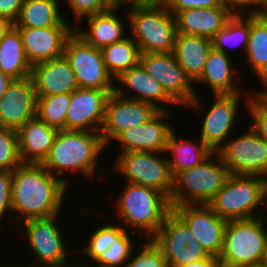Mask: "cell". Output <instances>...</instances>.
Listing matches in <instances>:
<instances>
[{"instance_id": "4316f807", "label": "cell", "mask_w": 267, "mask_h": 267, "mask_svg": "<svg viewBox=\"0 0 267 267\" xmlns=\"http://www.w3.org/2000/svg\"><path fill=\"white\" fill-rule=\"evenodd\" d=\"M212 48V39L176 33L172 53L186 75L195 83L202 75L207 56Z\"/></svg>"}, {"instance_id": "83f0119b", "label": "cell", "mask_w": 267, "mask_h": 267, "mask_svg": "<svg viewBox=\"0 0 267 267\" xmlns=\"http://www.w3.org/2000/svg\"><path fill=\"white\" fill-rule=\"evenodd\" d=\"M165 153L172 155L167 160L174 178L181 171L200 165L214 152L199 138L197 141L179 138L174 129L168 137Z\"/></svg>"}, {"instance_id": "e0dca14e", "label": "cell", "mask_w": 267, "mask_h": 267, "mask_svg": "<svg viewBox=\"0 0 267 267\" xmlns=\"http://www.w3.org/2000/svg\"><path fill=\"white\" fill-rule=\"evenodd\" d=\"M110 93L106 90L77 88L71 93L66 130L100 132Z\"/></svg>"}, {"instance_id": "ee69618b", "label": "cell", "mask_w": 267, "mask_h": 267, "mask_svg": "<svg viewBox=\"0 0 267 267\" xmlns=\"http://www.w3.org/2000/svg\"><path fill=\"white\" fill-rule=\"evenodd\" d=\"M23 2L24 0H0V16L14 23L21 13Z\"/></svg>"}, {"instance_id": "484cf974", "label": "cell", "mask_w": 267, "mask_h": 267, "mask_svg": "<svg viewBox=\"0 0 267 267\" xmlns=\"http://www.w3.org/2000/svg\"><path fill=\"white\" fill-rule=\"evenodd\" d=\"M228 54L212 48L207 56L202 75L194 84H204L210 88L211 94L243 93L235 83L237 77L231 58ZM235 74V75H234ZM242 91V92H241Z\"/></svg>"}, {"instance_id": "c3c4849f", "label": "cell", "mask_w": 267, "mask_h": 267, "mask_svg": "<svg viewBox=\"0 0 267 267\" xmlns=\"http://www.w3.org/2000/svg\"><path fill=\"white\" fill-rule=\"evenodd\" d=\"M12 81H13V79L11 77H9L8 75L4 74L0 70V98L5 93V91L7 90L8 86L10 85V83Z\"/></svg>"}, {"instance_id": "44dd1931", "label": "cell", "mask_w": 267, "mask_h": 267, "mask_svg": "<svg viewBox=\"0 0 267 267\" xmlns=\"http://www.w3.org/2000/svg\"><path fill=\"white\" fill-rule=\"evenodd\" d=\"M115 80L121 84L115 85L114 92L121 97L149 103L159 111H168L167 105L179 106L140 63L122 72ZM128 92L132 93L127 94Z\"/></svg>"}, {"instance_id": "f1b7e54d", "label": "cell", "mask_w": 267, "mask_h": 267, "mask_svg": "<svg viewBox=\"0 0 267 267\" xmlns=\"http://www.w3.org/2000/svg\"><path fill=\"white\" fill-rule=\"evenodd\" d=\"M59 0H24L15 27L71 26L62 15Z\"/></svg>"}, {"instance_id": "e575fe53", "label": "cell", "mask_w": 267, "mask_h": 267, "mask_svg": "<svg viewBox=\"0 0 267 267\" xmlns=\"http://www.w3.org/2000/svg\"><path fill=\"white\" fill-rule=\"evenodd\" d=\"M131 233V234H130ZM133 233L124 229L110 244L109 249L104 251L101 256L93 263L99 267H125L127 261L131 258L132 253L136 250V243L132 241ZM135 246V247H134Z\"/></svg>"}, {"instance_id": "60d3db41", "label": "cell", "mask_w": 267, "mask_h": 267, "mask_svg": "<svg viewBox=\"0 0 267 267\" xmlns=\"http://www.w3.org/2000/svg\"><path fill=\"white\" fill-rule=\"evenodd\" d=\"M12 172L0 171V220L5 219L12 211L11 207ZM3 217V218H2Z\"/></svg>"}, {"instance_id": "4dcf8cb0", "label": "cell", "mask_w": 267, "mask_h": 267, "mask_svg": "<svg viewBox=\"0 0 267 267\" xmlns=\"http://www.w3.org/2000/svg\"><path fill=\"white\" fill-rule=\"evenodd\" d=\"M251 71L258 81L267 82V15L250 14V34L245 52Z\"/></svg>"}, {"instance_id": "3957f363", "label": "cell", "mask_w": 267, "mask_h": 267, "mask_svg": "<svg viewBox=\"0 0 267 267\" xmlns=\"http://www.w3.org/2000/svg\"><path fill=\"white\" fill-rule=\"evenodd\" d=\"M124 185L121 195L114 201L119 223L134 228L132 232L140 234L141 238L152 239L172 211L169 199L150 187L130 182Z\"/></svg>"}, {"instance_id": "d6986e66", "label": "cell", "mask_w": 267, "mask_h": 267, "mask_svg": "<svg viewBox=\"0 0 267 267\" xmlns=\"http://www.w3.org/2000/svg\"><path fill=\"white\" fill-rule=\"evenodd\" d=\"M36 107L32 77L13 79L0 98V126L18 130L36 116Z\"/></svg>"}, {"instance_id": "d6a6232c", "label": "cell", "mask_w": 267, "mask_h": 267, "mask_svg": "<svg viewBox=\"0 0 267 267\" xmlns=\"http://www.w3.org/2000/svg\"><path fill=\"white\" fill-rule=\"evenodd\" d=\"M250 34V14H233L225 27L220 29L212 38L214 49L228 54L229 48L241 47L245 54Z\"/></svg>"}, {"instance_id": "9f6ffc18", "label": "cell", "mask_w": 267, "mask_h": 267, "mask_svg": "<svg viewBox=\"0 0 267 267\" xmlns=\"http://www.w3.org/2000/svg\"><path fill=\"white\" fill-rule=\"evenodd\" d=\"M116 4H120L123 0H113Z\"/></svg>"}, {"instance_id": "ffe728a7", "label": "cell", "mask_w": 267, "mask_h": 267, "mask_svg": "<svg viewBox=\"0 0 267 267\" xmlns=\"http://www.w3.org/2000/svg\"><path fill=\"white\" fill-rule=\"evenodd\" d=\"M22 37L25 56L31 66L64 56L68 37L74 26H52L47 28L16 27Z\"/></svg>"}, {"instance_id": "d590c367", "label": "cell", "mask_w": 267, "mask_h": 267, "mask_svg": "<svg viewBox=\"0 0 267 267\" xmlns=\"http://www.w3.org/2000/svg\"><path fill=\"white\" fill-rule=\"evenodd\" d=\"M114 224L103 223L102 226L94 229L91 234L87 246H84V254L90 260L95 262L101 254L109 249L114 239L124 230L127 229L125 226Z\"/></svg>"}, {"instance_id": "52a82bcc", "label": "cell", "mask_w": 267, "mask_h": 267, "mask_svg": "<svg viewBox=\"0 0 267 267\" xmlns=\"http://www.w3.org/2000/svg\"><path fill=\"white\" fill-rule=\"evenodd\" d=\"M264 182L260 176L231 174L208 206L227 221L259 217Z\"/></svg>"}, {"instance_id": "ac0fdd59", "label": "cell", "mask_w": 267, "mask_h": 267, "mask_svg": "<svg viewBox=\"0 0 267 267\" xmlns=\"http://www.w3.org/2000/svg\"><path fill=\"white\" fill-rule=\"evenodd\" d=\"M172 113L158 111L146 123L135 128H128L119 133L114 139L121 146L119 153L127 151H153L163 153L169 135L174 130L168 121ZM167 120V121H166Z\"/></svg>"}, {"instance_id": "f5cc1de1", "label": "cell", "mask_w": 267, "mask_h": 267, "mask_svg": "<svg viewBox=\"0 0 267 267\" xmlns=\"http://www.w3.org/2000/svg\"><path fill=\"white\" fill-rule=\"evenodd\" d=\"M262 264H263L264 267H267V244H266V248H265Z\"/></svg>"}, {"instance_id": "bcb514c9", "label": "cell", "mask_w": 267, "mask_h": 267, "mask_svg": "<svg viewBox=\"0 0 267 267\" xmlns=\"http://www.w3.org/2000/svg\"><path fill=\"white\" fill-rule=\"evenodd\" d=\"M180 267H221V266L217 257L209 255L207 258L203 260L194 263H189Z\"/></svg>"}, {"instance_id": "6da1fadb", "label": "cell", "mask_w": 267, "mask_h": 267, "mask_svg": "<svg viewBox=\"0 0 267 267\" xmlns=\"http://www.w3.org/2000/svg\"><path fill=\"white\" fill-rule=\"evenodd\" d=\"M67 189L42 164L21 163L12 171L11 213L18 222L61 214Z\"/></svg>"}, {"instance_id": "1f68e13d", "label": "cell", "mask_w": 267, "mask_h": 267, "mask_svg": "<svg viewBox=\"0 0 267 267\" xmlns=\"http://www.w3.org/2000/svg\"><path fill=\"white\" fill-rule=\"evenodd\" d=\"M100 50L104 65L114 79L139 63L138 45L128 35L121 41L107 45Z\"/></svg>"}, {"instance_id": "8992f818", "label": "cell", "mask_w": 267, "mask_h": 267, "mask_svg": "<svg viewBox=\"0 0 267 267\" xmlns=\"http://www.w3.org/2000/svg\"><path fill=\"white\" fill-rule=\"evenodd\" d=\"M259 217L228 220L224 230L223 249L218 257L221 267H239L262 263L267 228Z\"/></svg>"}, {"instance_id": "7c38bea8", "label": "cell", "mask_w": 267, "mask_h": 267, "mask_svg": "<svg viewBox=\"0 0 267 267\" xmlns=\"http://www.w3.org/2000/svg\"><path fill=\"white\" fill-rule=\"evenodd\" d=\"M64 56L75 73L78 88L114 92L116 81L106 69L99 48L86 43L73 32L65 43Z\"/></svg>"}, {"instance_id": "2e32d148", "label": "cell", "mask_w": 267, "mask_h": 267, "mask_svg": "<svg viewBox=\"0 0 267 267\" xmlns=\"http://www.w3.org/2000/svg\"><path fill=\"white\" fill-rule=\"evenodd\" d=\"M158 111L149 103L111 93L106 102L104 122L100 130L104 144L109 147L112 140L123 130L146 123Z\"/></svg>"}, {"instance_id": "cb8c5ba5", "label": "cell", "mask_w": 267, "mask_h": 267, "mask_svg": "<svg viewBox=\"0 0 267 267\" xmlns=\"http://www.w3.org/2000/svg\"><path fill=\"white\" fill-rule=\"evenodd\" d=\"M58 131L37 116L28 120L17 130L21 162L42 164L49 155Z\"/></svg>"}, {"instance_id": "7bdbcfd3", "label": "cell", "mask_w": 267, "mask_h": 267, "mask_svg": "<svg viewBox=\"0 0 267 267\" xmlns=\"http://www.w3.org/2000/svg\"><path fill=\"white\" fill-rule=\"evenodd\" d=\"M224 7L228 8L233 14H256L259 11V0H221ZM253 7V8H252Z\"/></svg>"}, {"instance_id": "5b68a950", "label": "cell", "mask_w": 267, "mask_h": 267, "mask_svg": "<svg viewBox=\"0 0 267 267\" xmlns=\"http://www.w3.org/2000/svg\"><path fill=\"white\" fill-rule=\"evenodd\" d=\"M125 13L130 37L140 53H172L176 36L174 15L164 6L133 7Z\"/></svg>"}, {"instance_id": "f35d334b", "label": "cell", "mask_w": 267, "mask_h": 267, "mask_svg": "<svg viewBox=\"0 0 267 267\" xmlns=\"http://www.w3.org/2000/svg\"><path fill=\"white\" fill-rule=\"evenodd\" d=\"M67 4V7L71 9V15H74L73 18L75 20L76 25L84 22V18L103 13L113 8L116 3L113 0H64Z\"/></svg>"}, {"instance_id": "b9f144b4", "label": "cell", "mask_w": 267, "mask_h": 267, "mask_svg": "<svg viewBox=\"0 0 267 267\" xmlns=\"http://www.w3.org/2000/svg\"><path fill=\"white\" fill-rule=\"evenodd\" d=\"M224 6L221 0H167L165 7L175 15L178 11L191 8H212Z\"/></svg>"}, {"instance_id": "ab89813d", "label": "cell", "mask_w": 267, "mask_h": 267, "mask_svg": "<svg viewBox=\"0 0 267 267\" xmlns=\"http://www.w3.org/2000/svg\"><path fill=\"white\" fill-rule=\"evenodd\" d=\"M246 107L253 121L250 127L267 141V103L254 91Z\"/></svg>"}, {"instance_id": "7402d4cb", "label": "cell", "mask_w": 267, "mask_h": 267, "mask_svg": "<svg viewBox=\"0 0 267 267\" xmlns=\"http://www.w3.org/2000/svg\"><path fill=\"white\" fill-rule=\"evenodd\" d=\"M31 77L37 97L72 93L78 88L75 73L65 56L33 65Z\"/></svg>"}, {"instance_id": "603a6c76", "label": "cell", "mask_w": 267, "mask_h": 267, "mask_svg": "<svg viewBox=\"0 0 267 267\" xmlns=\"http://www.w3.org/2000/svg\"><path fill=\"white\" fill-rule=\"evenodd\" d=\"M232 16L233 13L224 6L181 10L174 15L176 32L212 39Z\"/></svg>"}, {"instance_id": "816d5d0a", "label": "cell", "mask_w": 267, "mask_h": 267, "mask_svg": "<svg viewBox=\"0 0 267 267\" xmlns=\"http://www.w3.org/2000/svg\"><path fill=\"white\" fill-rule=\"evenodd\" d=\"M257 15H267V0H259V11Z\"/></svg>"}, {"instance_id": "ba28073f", "label": "cell", "mask_w": 267, "mask_h": 267, "mask_svg": "<svg viewBox=\"0 0 267 267\" xmlns=\"http://www.w3.org/2000/svg\"><path fill=\"white\" fill-rule=\"evenodd\" d=\"M164 153L163 155L153 151L118 153L113 164V169L116 170L114 172L126 177V182L158 190L170 200L173 191V175Z\"/></svg>"}, {"instance_id": "d4e9b609", "label": "cell", "mask_w": 267, "mask_h": 267, "mask_svg": "<svg viewBox=\"0 0 267 267\" xmlns=\"http://www.w3.org/2000/svg\"><path fill=\"white\" fill-rule=\"evenodd\" d=\"M119 9L123 8L120 4H116L108 11L86 17L87 30H83L84 27L80 28L81 24L79 28L74 27V32L86 43L99 49L121 41L126 37V25L123 19L117 16Z\"/></svg>"}, {"instance_id": "f546056e", "label": "cell", "mask_w": 267, "mask_h": 267, "mask_svg": "<svg viewBox=\"0 0 267 267\" xmlns=\"http://www.w3.org/2000/svg\"><path fill=\"white\" fill-rule=\"evenodd\" d=\"M0 70L12 79L31 76L32 66L25 56L22 37L15 26L0 39Z\"/></svg>"}, {"instance_id": "db71d44e", "label": "cell", "mask_w": 267, "mask_h": 267, "mask_svg": "<svg viewBox=\"0 0 267 267\" xmlns=\"http://www.w3.org/2000/svg\"><path fill=\"white\" fill-rule=\"evenodd\" d=\"M239 267H264V266L262 263H258V264L242 265Z\"/></svg>"}, {"instance_id": "5bb4252c", "label": "cell", "mask_w": 267, "mask_h": 267, "mask_svg": "<svg viewBox=\"0 0 267 267\" xmlns=\"http://www.w3.org/2000/svg\"><path fill=\"white\" fill-rule=\"evenodd\" d=\"M236 94H214V101L212 106L204 112L205 115L203 122H201L202 127L200 128L201 139L213 152L217 150L230 138L232 135V129L239 118L240 106L239 103L241 98H245V103L247 104L250 97L252 96V91ZM243 96V97H242Z\"/></svg>"}, {"instance_id": "30bf717a", "label": "cell", "mask_w": 267, "mask_h": 267, "mask_svg": "<svg viewBox=\"0 0 267 267\" xmlns=\"http://www.w3.org/2000/svg\"><path fill=\"white\" fill-rule=\"evenodd\" d=\"M139 63L181 108L201 109V97L173 53H140Z\"/></svg>"}, {"instance_id": "4fadbf2b", "label": "cell", "mask_w": 267, "mask_h": 267, "mask_svg": "<svg viewBox=\"0 0 267 267\" xmlns=\"http://www.w3.org/2000/svg\"><path fill=\"white\" fill-rule=\"evenodd\" d=\"M152 240L161 249L169 267H180L209 256L173 211L165 217Z\"/></svg>"}, {"instance_id": "8d00e7d4", "label": "cell", "mask_w": 267, "mask_h": 267, "mask_svg": "<svg viewBox=\"0 0 267 267\" xmlns=\"http://www.w3.org/2000/svg\"><path fill=\"white\" fill-rule=\"evenodd\" d=\"M21 163L17 130L0 126V171L12 172Z\"/></svg>"}, {"instance_id": "f907efd6", "label": "cell", "mask_w": 267, "mask_h": 267, "mask_svg": "<svg viewBox=\"0 0 267 267\" xmlns=\"http://www.w3.org/2000/svg\"><path fill=\"white\" fill-rule=\"evenodd\" d=\"M262 89H257L255 92L267 103V82L261 84Z\"/></svg>"}, {"instance_id": "277c9868", "label": "cell", "mask_w": 267, "mask_h": 267, "mask_svg": "<svg viewBox=\"0 0 267 267\" xmlns=\"http://www.w3.org/2000/svg\"><path fill=\"white\" fill-rule=\"evenodd\" d=\"M214 152L200 165L181 171L173 178L171 208L179 205L206 204L216 196L230 176Z\"/></svg>"}, {"instance_id": "7a4b0ae2", "label": "cell", "mask_w": 267, "mask_h": 267, "mask_svg": "<svg viewBox=\"0 0 267 267\" xmlns=\"http://www.w3.org/2000/svg\"><path fill=\"white\" fill-rule=\"evenodd\" d=\"M106 147L100 132L59 130L42 165L70 187V178L66 179L64 173L80 172L83 177L93 179Z\"/></svg>"}, {"instance_id": "8fae6325", "label": "cell", "mask_w": 267, "mask_h": 267, "mask_svg": "<svg viewBox=\"0 0 267 267\" xmlns=\"http://www.w3.org/2000/svg\"><path fill=\"white\" fill-rule=\"evenodd\" d=\"M216 153L232 175L267 178V141L250 126L246 133L230 137Z\"/></svg>"}, {"instance_id": "f6af8a7d", "label": "cell", "mask_w": 267, "mask_h": 267, "mask_svg": "<svg viewBox=\"0 0 267 267\" xmlns=\"http://www.w3.org/2000/svg\"><path fill=\"white\" fill-rule=\"evenodd\" d=\"M167 0H123L120 5L124 7L127 4L133 7L164 6Z\"/></svg>"}, {"instance_id": "836d02e7", "label": "cell", "mask_w": 267, "mask_h": 267, "mask_svg": "<svg viewBox=\"0 0 267 267\" xmlns=\"http://www.w3.org/2000/svg\"><path fill=\"white\" fill-rule=\"evenodd\" d=\"M70 99L71 93L37 97L36 116L48 126L66 130V115Z\"/></svg>"}, {"instance_id": "11a10c76", "label": "cell", "mask_w": 267, "mask_h": 267, "mask_svg": "<svg viewBox=\"0 0 267 267\" xmlns=\"http://www.w3.org/2000/svg\"><path fill=\"white\" fill-rule=\"evenodd\" d=\"M86 266L88 267V265H86ZM86 266H85V264L81 266L80 264H76L75 265V263H74L72 265L69 264V265H66V266H63V267H86Z\"/></svg>"}, {"instance_id": "681fc988", "label": "cell", "mask_w": 267, "mask_h": 267, "mask_svg": "<svg viewBox=\"0 0 267 267\" xmlns=\"http://www.w3.org/2000/svg\"><path fill=\"white\" fill-rule=\"evenodd\" d=\"M265 204V205H264ZM262 206H265V209L267 211V178H265V182L263 185V190H262ZM267 213V212H266ZM264 213H260L259 218L262 220L264 224H267L265 221H267V217L264 216ZM267 215V214H266ZM266 219V220H265Z\"/></svg>"}, {"instance_id": "9a60e30c", "label": "cell", "mask_w": 267, "mask_h": 267, "mask_svg": "<svg viewBox=\"0 0 267 267\" xmlns=\"http://www.w3.org/2000/svg\"><path fill=\"white\" fill-rule=\"evenodd\" d=\"M172 211L188 226L208 255L217 258L220 256L226 219L221 218L206 204L174 206Z\"/></svg>"}, {"instance_id": "9c48e42d", "label": "cell", "mask_w": 267, "mask_h": 267, "mask_svg": "<svg viewBox=\"0 0 267 267\" xmlns=\"http://www.w3.org/2000/svg\"><path fill=\"white\" fill-rule=\"evenodd\" d=\"M60 215L23 221L29 251L36 258L32 265L26 267H63L71 264L68 263L71 249L64 240V232L58 226Z\"/></svg>"}, {"instance_id": "7dc6e473", "label": "cell", "mask_w": 267, "mask_h": 267, "mask_svg": "<svg viewBox=\"0 0 267 267\" xmlns=\"http://www.w3.org/2000/svg\"><path fill=\"white\" fill-rule=\"evenodd\" d=\"M14 26L8 18L0 16V39Z\"/></svg>"}, {"instance_id": "74e56055", "label": "cell", "mask_w": 267, "mask_h": 267, "mask_svg": "<svg viewBox=\"0 0 267 267\" xmlns=\"http://www.w3.org/2000/svg\"><path fill=\"white\" fill-rule=\"evenodd\" d=\"M140 241L141 239L137 243L138 247L136 246L137 252H135V256L133 252L125 267H169L161 249L152 239H147V243Z\"/></svg>"}]
</instances>
